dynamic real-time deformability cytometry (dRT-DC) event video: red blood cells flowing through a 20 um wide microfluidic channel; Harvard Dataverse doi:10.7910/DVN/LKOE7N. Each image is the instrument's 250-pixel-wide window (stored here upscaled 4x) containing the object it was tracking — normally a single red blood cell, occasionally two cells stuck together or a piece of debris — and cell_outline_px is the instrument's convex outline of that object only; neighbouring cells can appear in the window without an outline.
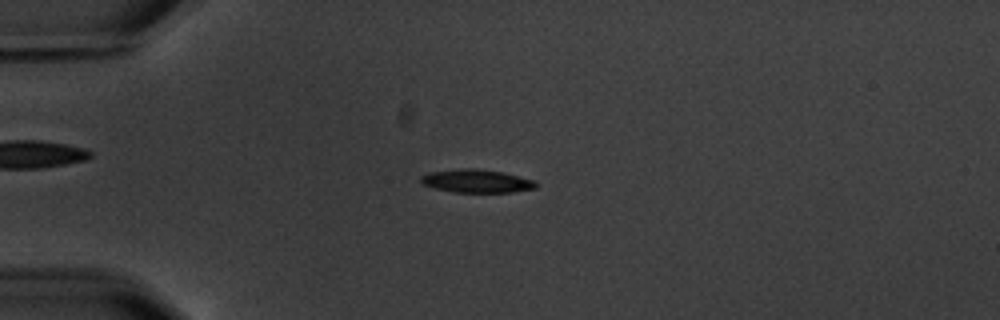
{"species": "common noctule bat (a hibernating species)", "species_latin": "Nyctalus noctula", "temperature_condition": "warm", "stored_images_in_passage": 5, "camera_frame_rate_fps": 3000, "um_per_image_px": 0.085, "animal": {"sex": "male", "body_mass_g": 20.1, "forearm_length_mm": 53.5}, "frame": {"image": 1, "passage_image": 4, "time_ms": 3.667, "image_size_px": [1000, 320], "cell_outline_px": [[540, 184], [536, 188], [512, 192], [452, 192], [436, 188], [424, 184], [420, 180], [420, 176], [428, 172], [464, 168], [472, 168], [504, 172], [536, 180]], "centroid_in_image_um": [40.57, 15.38], "position_along_channel_um": 44.4, "area_um2": 15.66}}